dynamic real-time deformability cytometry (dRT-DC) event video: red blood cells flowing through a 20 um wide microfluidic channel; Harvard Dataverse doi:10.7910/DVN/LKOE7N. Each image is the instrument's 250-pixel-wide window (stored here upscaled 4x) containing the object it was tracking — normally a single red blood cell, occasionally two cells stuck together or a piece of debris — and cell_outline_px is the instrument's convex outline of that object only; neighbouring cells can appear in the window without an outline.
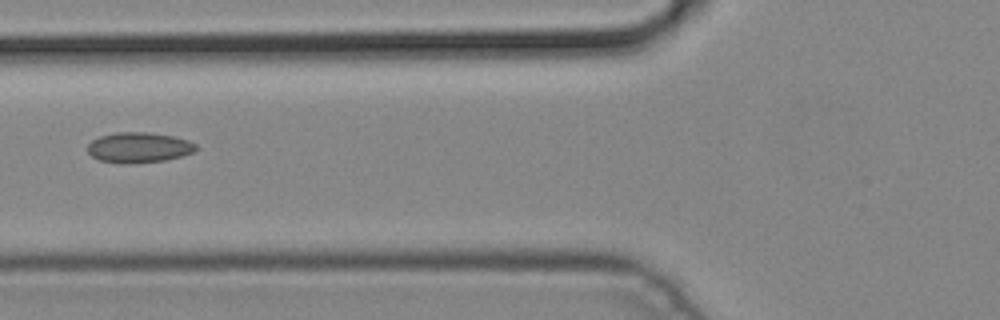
{"species": "common noctule bat (a hibernating species)", "species_latin": "Nyctalus noctula", "temperature_condition": "cold", "stored_images_in_passage": 5, "camera_frame_rate_fps": 3000, "um_per_image_px": 0.085, "animal": {"sex": "male", "body_mass_g": 19.2, "forearm_length_mm": 51.8}, "frame": {"image": 1, "passage_image": 5, "time_ms": 1.333, "image_size_px": [1000, 320], "cell_outline_px": [[196, 148], [192, 152], [180, 156], [164, 160], [132, 164], [124, 164], [100, 160], [92, 156], [88, 152], [88, 144], [92, 140], [100, 136], [116, 132], [148, 132], [172, 136], [188, 140], [196, 144]], "centroid_in_image_um": [11.77, 12.53], "position_along_channel_um": 114.0, "area_um2": 19.07}}